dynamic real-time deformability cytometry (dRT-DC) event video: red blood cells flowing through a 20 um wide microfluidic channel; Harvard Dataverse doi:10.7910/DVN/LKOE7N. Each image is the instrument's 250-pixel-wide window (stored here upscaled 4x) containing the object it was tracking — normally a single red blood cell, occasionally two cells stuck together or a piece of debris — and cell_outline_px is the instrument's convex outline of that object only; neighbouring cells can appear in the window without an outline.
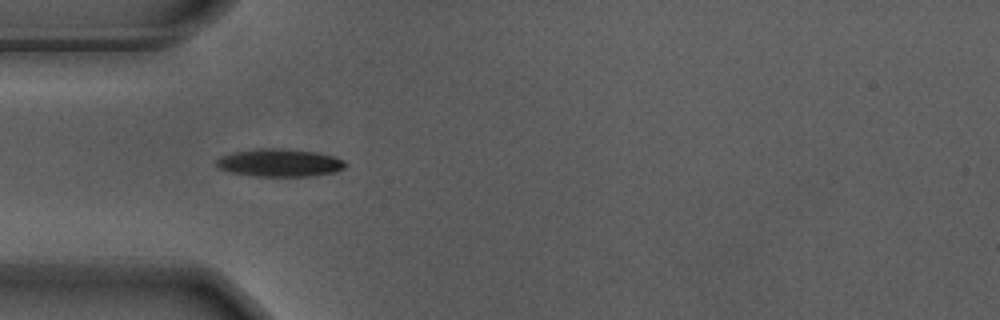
{"species": "Egyptian fruit bat (a non-hibernating species)", "species_latin": "Rousettus aegyptiacus", "temperature_condition": "warm", "stored_images_in_passage": 24, "camera_frame_rate_fps": 3000, "um_per_image_px": 0.085, "animal": {"sex": "male"}, "frame": {"image": 1, "passage_image": 4, "time_ms": 1.0, "image_size_px": [1000, 320], "cell_outline_px": [[348, 164], [344, 168], [336, 172], [312, 176], [256, 176], [232, 172], [220, 168], [216, 164], [216, 160], [220, 156], [232, 152], [260, 148], [284, 148], [316, 152], [336, 156], [344, 160]], "centroid_in_image_um": [23.82, 13.82], "position_along_channel_um": 61.2, "area_um2": 21.04}}
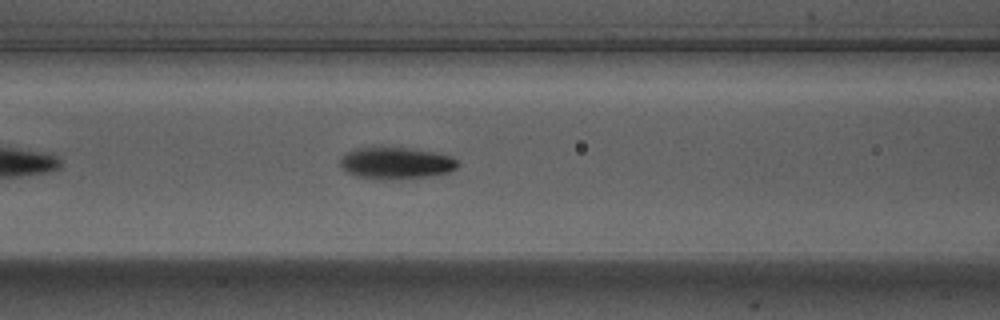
{"frame": {"image": 2, "passage_image": 10, "time_ms": 3.0, "image_size_px": [1000, 320], "cell_outline_px": [[460, 164], [456, 168], [448, 172], [428, 176], [356, 176], [348, 172], [340, 164], [340, 160], [348, 152], [356, 148], [404, 148], [432, 152], [452, 156], [460, 160]], "centroid_in_image_um": [33.74, 13.81], "position_along_channel_um": 132.9, "area_um2": 20.35}}
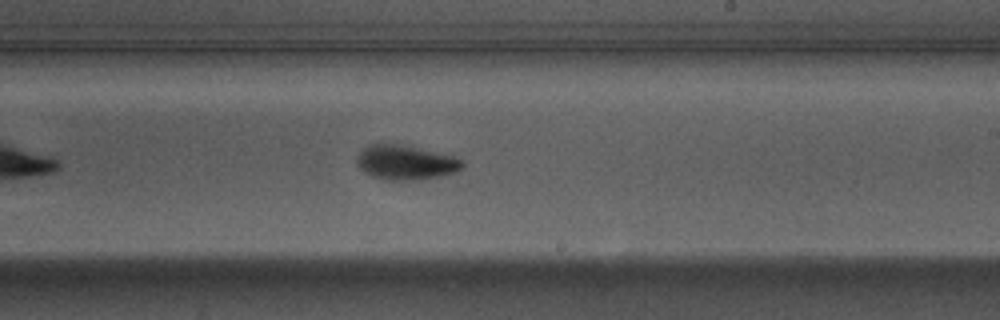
{"frame": {"image": 3, "passage_image": 20, "time_ms": 6.333, "image_size_px": [1000, 320], "cell_outline_px": [[464, 164], [456, 172], [440, 176], [420, 180], [384, 180], [372, 176], [364, 172], [360, 168], [356, 160], [356, 156], [368, 144], [392, 144], [416, 148], [452, 156], [460, 160]], "centroid_in_image_um": [34.43, 13.83], "position_along_channel_um": 254.6, "area_um2": 20.87}}